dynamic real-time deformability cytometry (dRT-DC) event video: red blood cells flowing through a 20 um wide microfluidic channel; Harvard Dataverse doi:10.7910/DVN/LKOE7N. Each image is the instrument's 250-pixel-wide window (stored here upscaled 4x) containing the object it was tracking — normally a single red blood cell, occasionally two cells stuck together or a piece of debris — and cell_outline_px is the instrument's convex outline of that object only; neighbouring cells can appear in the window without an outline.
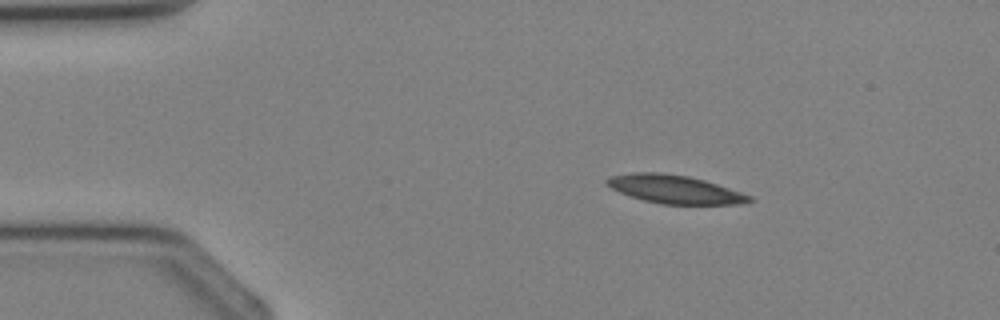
{"species": "Egyptian fruit bat (a non-hibernating species)", "species_latin": "Rousettus aegyptiacus", "temperature_condition": "cold", "stored_images_in_passage": 2, "camera_frame_rate_fps": 3000, "um_per_image_px": 0.085, "animal": {"sex": "female"}, "frame": {"image": 1, "passage_image": 1, "time_ms": 0.0, "image_size_px": [1000, 320], "cell_outline_px": [[756, 200], [740, 204], [664, 204], [644, 200], [620, 192], [612, 188], [604, 180], [608, 176], [632, 172], [660, 172], [688, 176], [704, 180], [752, 196]], "centroid_in_image_um": [57.35, 16.08], "position_along_channel_um": 27.6, "area_um2": 23.35}}